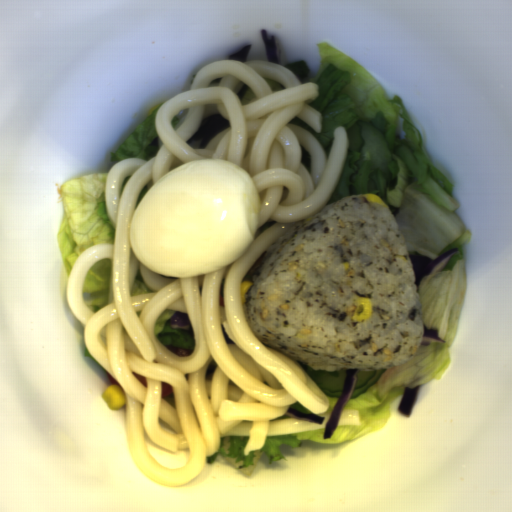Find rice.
Returning <instances> with one entry per match:
<instances>
[{
	"label": "rice",
	"mask_w": 512,
	"mask_h": 512,
	"mask_svg": "<svg viewBox=\"0 0 512 512\" xmlns=\"http://www.w3.org/2000/svg\"><path fill=\"white\" fill-rule=\"evenodd\" d=\"M245 294L259 341L313 371L408 364L425 337L417 275L389 206L353 194L296 222L266 250ZM373 315L352 322L358 297Z\"/></svg>",
	"instance_id": "obj_1"
}]
</instances>
